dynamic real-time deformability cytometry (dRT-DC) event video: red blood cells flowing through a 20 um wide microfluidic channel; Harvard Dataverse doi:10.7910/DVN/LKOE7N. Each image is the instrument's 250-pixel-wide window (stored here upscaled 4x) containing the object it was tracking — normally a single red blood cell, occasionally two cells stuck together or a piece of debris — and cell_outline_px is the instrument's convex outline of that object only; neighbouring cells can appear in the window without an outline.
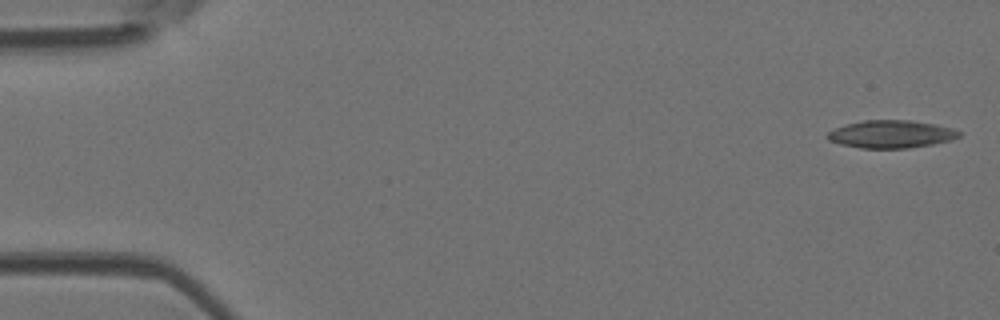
{"species": "Egyptian fruit bat (a non-hibernating species)", "species_latin": "Rousettus aegyptiacus", "temperature_condition": "room temperature", "stored_images_in_passage": 4, "camera_frame_rate_fps": 3000, "um_per_image_px": 0.085, "animal": {"sex": "female"}, "frame": {"image": 1, "passage_image": 1, "time_ms": 0.0, "image_size_px": [1000, 320], "cell_outline_px": [[960, 136], [952, 140], [932, 144], [908, 148], [860, 148], [840, 144], [828, 140], [824, 136], [828, 132], [844, 124], [864, 120], [912, 120], [936, 124], [952, 128], [960, 132]], "centroid_in_image_um": [75.72, 11.4], "position_along_channel_um": 9.3, "area_um2": 21.39}}
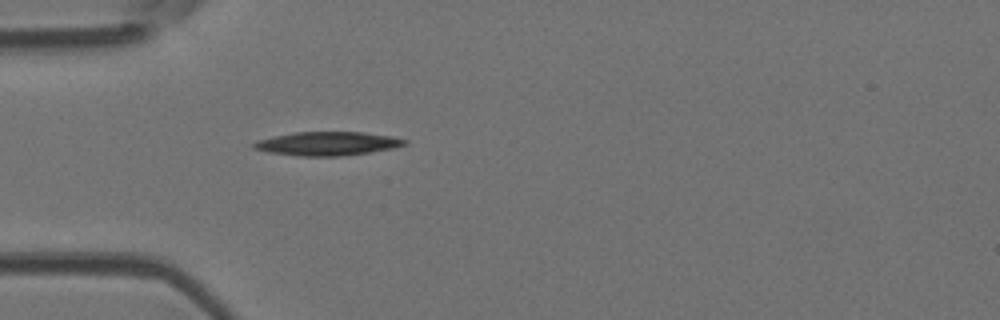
{"frame": {"image": 2, "passage_image": 4, "time_ms": 1.0, "image_size_px": [1000, 320], "cell_outline_px": [[408, 144], [392, 148], [368, 152], [340, 156], [296, 156], [268, 152], [252, 148], [252, 144], [256, 140], [296, 132], [364, 132], [392, 136], [408, 140]], "centroid_in_image_um": [27.83, 12.2], "position_along_channel_um": 57.2, "area_um2": 20.81}}